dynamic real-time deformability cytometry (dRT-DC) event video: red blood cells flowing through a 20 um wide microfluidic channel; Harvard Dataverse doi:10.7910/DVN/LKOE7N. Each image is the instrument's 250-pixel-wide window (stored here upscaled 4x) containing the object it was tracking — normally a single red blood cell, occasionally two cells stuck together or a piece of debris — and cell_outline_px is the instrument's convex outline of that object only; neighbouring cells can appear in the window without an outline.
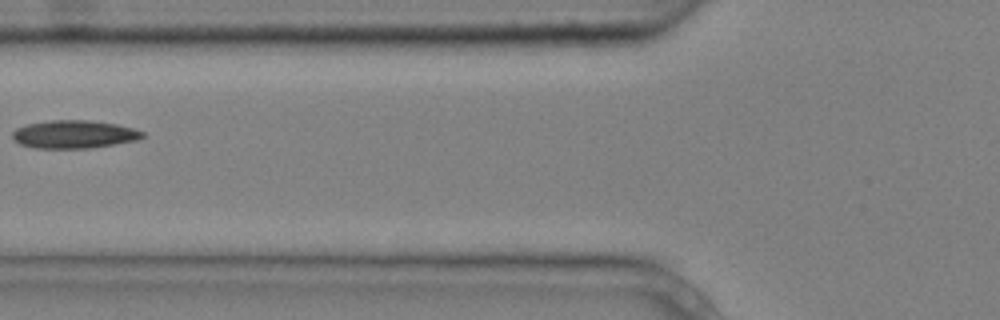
{"species": "common noctule bat (a hibernating species)", "species_latin": "Nyctalus noctula", "temperature_condition": "cold", "stored_images_in_passage": 3, "camera_frame_rate_fps": 3000, "um_per_image_px": 0.085, "animal": {"sex": "male", "body_mass_g": 20.4}, "frame": {"image": 1, "passage_image": 2, "time_ms": 0.333, "image_size_px": [1000, 320], "cell_outline_px": [[144, 136], [136, 140], [88, 148], [36, 148], [20, 144], [12, 140], [12, 132], [16, 128], [28, 124], [48, 120], [88, 120], [116, 124], [132, 128], [144, 132]], "centroid_in_image_um": [6.24, 11.41], "position_along_channel_um": 119.6, "area_um2": 21.1}}